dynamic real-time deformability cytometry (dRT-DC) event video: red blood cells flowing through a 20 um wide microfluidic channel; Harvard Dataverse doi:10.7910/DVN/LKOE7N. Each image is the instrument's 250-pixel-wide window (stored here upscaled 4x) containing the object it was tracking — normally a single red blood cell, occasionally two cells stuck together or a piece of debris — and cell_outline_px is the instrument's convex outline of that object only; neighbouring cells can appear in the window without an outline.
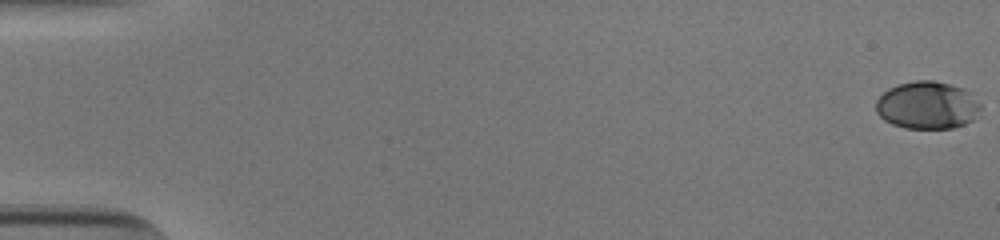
{"species": "human", "species_latin": "Homo sapiens", "temperature_condition": "cold", "stored_images_in_passage": 55, "camera_frame_rate_fps": 3000, "um_per_image_px": 0.085, "donor": {"sex": "male"}, "frame": {"image": 1, "passage_image": 1, "time_ms": 0.0, "image_size_px": [1000, 240], "cell_outline_px": [[980, 108], [972, 120], [964, 124], [952, 128], [904, 128], [892, 124], [884, 120], [876, 112], [876, 100], [888, 88], [896, 84], [916, 80], [932, 80], [952, 84], [964, 88], [980, 104]], "centroid_in_image_um": [78.78, 8.93], "position_along_channel_um": 6.2, "area_um2": 29.02}}
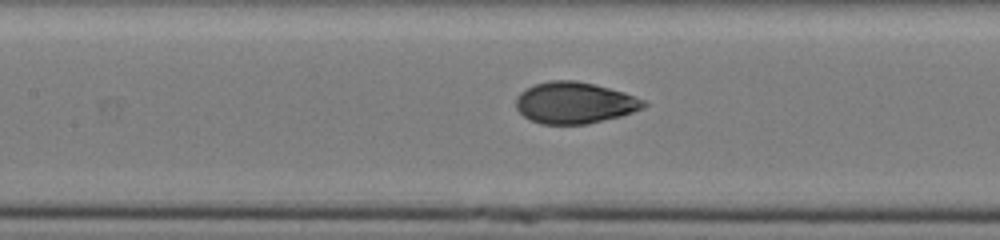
{"frame": {"image": 2, "passage_image": 27, "time_ms": 8.667, "image_size_px": [1000, 240], "cell_outline_px": [[648, 104], [644, 108], [620, 116], [588, 124], [540, 124], [528, 120], [516, 108], [516, 96], [520, 92], [536, 84], [552, 80], [576, 80], [624, 92], [644, 100]], "centroid_in_image_um": [48.82, 8.75], "position_along_channel_um": 158.6, "area_um2": 30.81}}
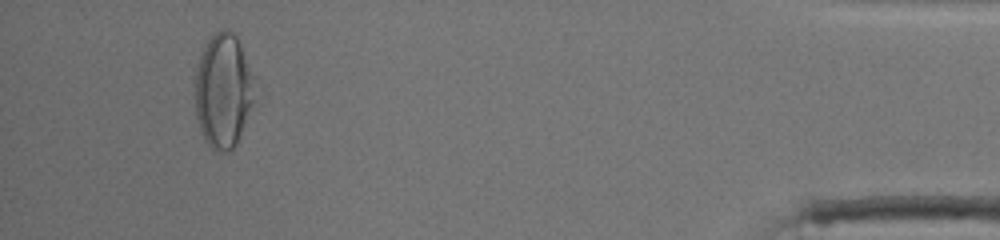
{"frame": {"image": 3, "passage_image": 52, "time_ms": 17.0, "image_size_px": [1000, 240], "cell_outline_px": [[256, 100], [236, 144], [228, 152], [216, 152], [204, 140], [196, 116], [196, 72], [200, 56], [208, 40], [220, 28], [228, 28], [236, 36], [240, 44]], "centroid_in_image_um": [18.96, 7.76], "position_along_channel_um": 416.2, "area_um2": 38.9}, "authors_computed_cell_mechanics": {"area_um2": 30.5762, "velocity_mm_per_s": 3.8379, "shape_relaxation_time_tau1_ms": 5.1885, "shape_relaxation_time_tau2_ms": null, "deformation_change_tau1": 0.1991, "deformation_change_tau2": null}}